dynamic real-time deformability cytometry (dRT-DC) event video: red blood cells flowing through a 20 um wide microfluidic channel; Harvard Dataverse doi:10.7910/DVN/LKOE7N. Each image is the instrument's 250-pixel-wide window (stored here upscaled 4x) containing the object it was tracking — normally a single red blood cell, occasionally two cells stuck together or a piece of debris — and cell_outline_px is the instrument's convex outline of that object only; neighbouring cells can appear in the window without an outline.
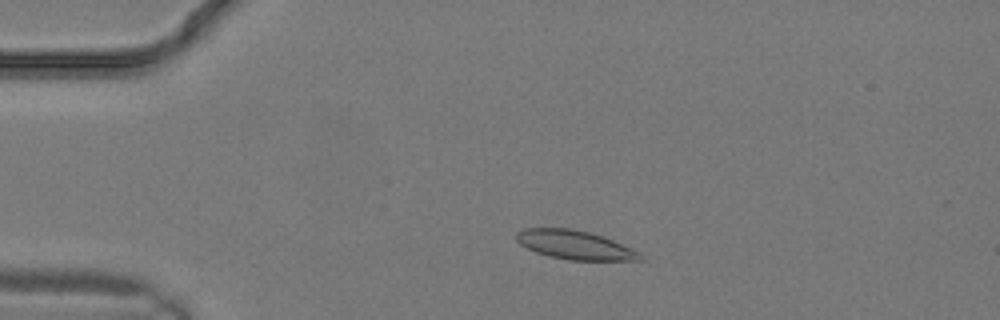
{"species": "common noctule bat (a hibernating species)", "species_latin": "Nyctalus noctula", "temperature_condition": "warm", "stored_images_in_passage": 8, "camera_frame_rate_fps": 3000, "um_per_image_px": 0.085, "animal": {"sex": "male", "body_mass_g": 19.2, "forearm_length_mm": 51.8}, "frame": {"image": 1, "passage_image": 4, "time_ms": 1.0, "image_size_px": [1000, 320], "cell_outline_px": [[644, 260], [568, 260], [548, 256], [536, 252], [520, 244], [516, 240], [516, 232], [524, 228], [568, 228], [588, 232], [612, 240], [632, 248], [640, 252]], "centroid_in_image_um": [48.84, 20.82], "position_along_channel_um": 36.2, "area_um2": 20.69}}
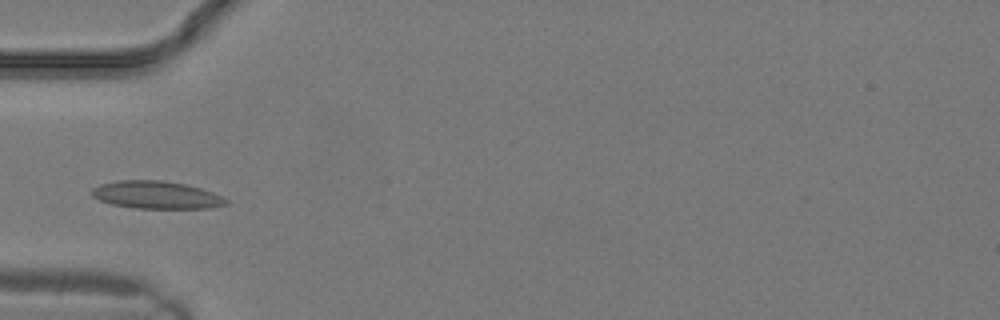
{"frame": {"image": 2, "passage_image": 7, "time_ms": 2.0, "image_size_px": [1000, 320], "cell_outline_px": [[228, 204], [208, 208], [136, 208], [112, 204], [100, 200], [92, 196], [88, 192], [92, 188], [100, 184], [116, 180], [164, 180], [184, 184], [200, 188], [212, 192], [228, 200]], "centroid_in_image_um": [13.24, 16.56], "position_along_channel_um": 71.8, "area_um2": 21.62}}